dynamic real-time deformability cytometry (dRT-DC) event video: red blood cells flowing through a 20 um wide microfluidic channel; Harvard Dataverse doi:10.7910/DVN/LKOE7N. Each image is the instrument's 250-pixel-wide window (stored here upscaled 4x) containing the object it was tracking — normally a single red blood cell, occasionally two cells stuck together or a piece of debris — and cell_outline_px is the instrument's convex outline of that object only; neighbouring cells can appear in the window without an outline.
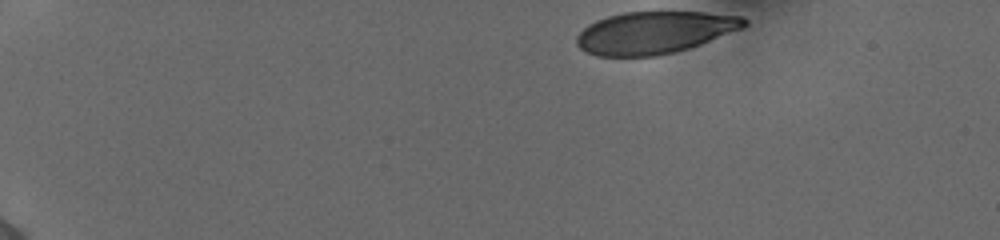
{"species": "human", "species_latin": "Homo sapiens", "temperature_condition": "cold", "stored_images_in_passage": 42, "camera_frame_rate_fps": 3000, "um_per_image_px": 0.085, "donor": {"sex": "female"}, "frame": {"image": 1, "passage_image": 1, "time_ms": 0.0, "image_size_px": [1000, 240], "cell_outline_px": [[748, 24], [740, 28], [700, 44], [688, 48], [656, 56], [596, 56], [580, 48], [576, 44], [576, 36], [588, 24], [596, 20], [608, 16], [624, 12], [704, 12], [744, 16], [748, 20]], "centroid_in_image_um": [55.61, 2.75], "position_along_channel_um": 29.4, "area_um2": 40.98}}
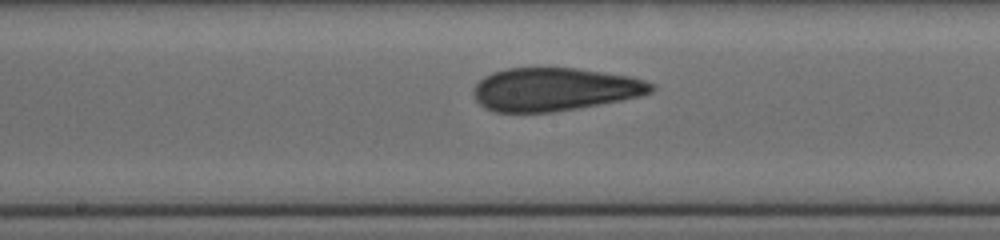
{"frame": {"image": 2, "passage_image": 23, "time_ms": 7.333, "image_size_px": [1000, 240], "cell_outline_px": [[656, 88], [652, 92], [640, 96], [620, 100], [576, 108], [552, 112], [496, 112], [484, 108], [476, 100], [472, 92], [472, 88], [484, 76], [492, 72], [508, 68], [576, 68], [632, 76], [656, 84]], "centroid_in_image_um": [47.13, 7.58], "position_along_channel_um": 201.1, "area_um2": 44.8}}
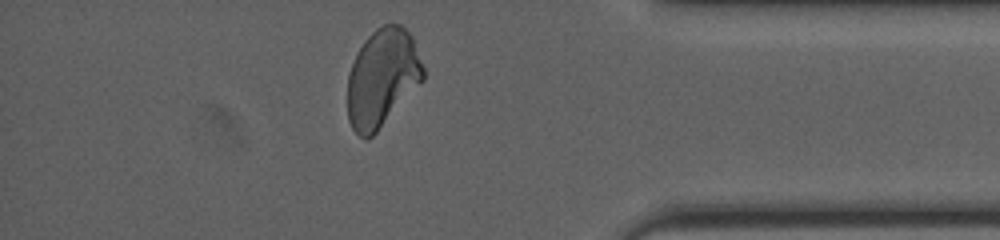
{"frame": {"image": 3, "passage_image": 40, "time_ms": 13.0, "image_size_px": [1000, 240], "cell_outline_px": [[424, 80], [376, 132], [372, 136], [364, 140], [352, 128], [348, 120], [348, 72], [356, 52], [364, 40], [376, 28], [384, 24], [400, 24], [412, 36], [424, 68]], "centroid_in_image_um": [32.48, 6.61], "position_along_channel_um": 402.7, "area_um2": 43.23}, "authors_computed_cell_mechanics": {"area_um2": 44.0147, "velocity_mm_per_s": 3.87, "shape_relaxation_time_tau1_ms": null, "shape_relaxation_time_tau2_ms": 1.1762, "deformation_change_tau1": null, "deformation_change_tau2": 0.0631}}